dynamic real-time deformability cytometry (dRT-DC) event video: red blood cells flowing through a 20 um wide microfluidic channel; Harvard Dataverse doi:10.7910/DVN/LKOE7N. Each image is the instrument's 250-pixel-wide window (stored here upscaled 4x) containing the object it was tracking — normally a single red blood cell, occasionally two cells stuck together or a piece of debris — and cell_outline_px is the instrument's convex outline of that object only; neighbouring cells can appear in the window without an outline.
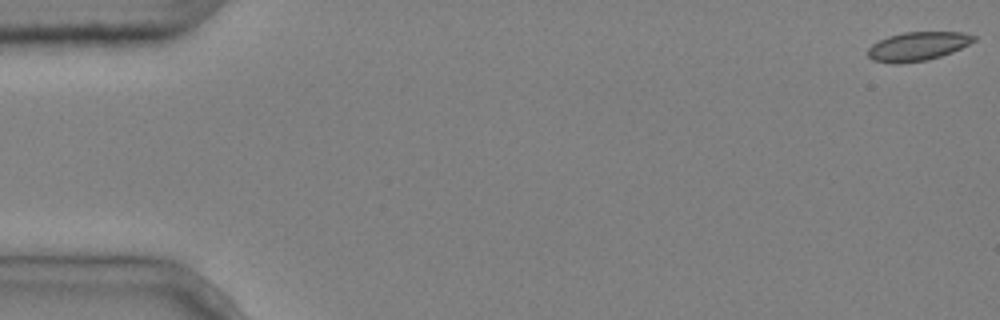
{"species": "common noctule bat (a hibernating species)", "species_latin": "Nyctalus noctula", "temperature_condition": "cold", "stored_images_in_passage": 5, "camera_frame_rate_fps": 3000, "um_per_image_px": 0.085, "animal": {"sex": "male", "body_mass_g": 20.4}, "frame": {"image": 1, "passage_image": 1, "time_ms": 0.0, "image_size_px": [1000, 320], "cell_outline_px": [[976, 40], [952, 52], [940, 56], [924, 60], [896, 64], [872, 60], [868, 56], [868, 48], [872, 44], [888, 36], [904, 32], [960, 32], [976, 36]], "centroid_in_image_um": [77.98, 3.93], "position_along_channel_um": 7.0, "area_um2": 17.57}}
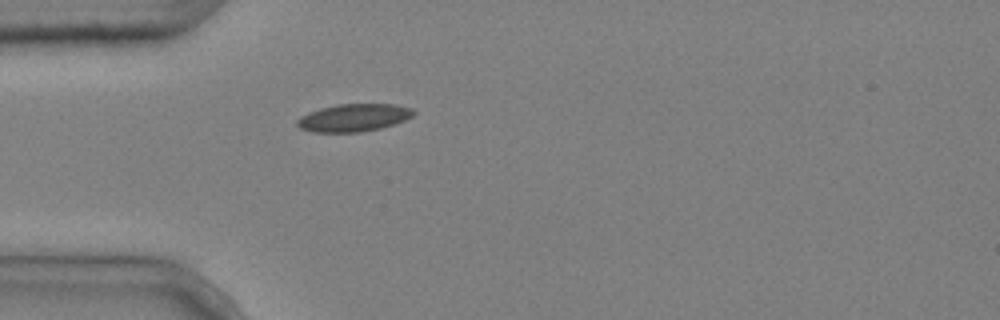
{"frame": {"image": 2, "passage_image": 5, "time_ms": 1.333, "image_size_px": [1000, 320], "cell_outline_px": [[416, 112], [412, 116], [404, 120], [380, 128], [360, 132], [312, 132], [300, 128], [296, 124], [296, 120], [300, 116], [308, 112], [320, 108], [336, 104], [396, 104], [412, 108]], "centroid_in_image_um": [30.03, 9.99], "position_along_channel_um": 55.0, "area_um2": 18.79}}